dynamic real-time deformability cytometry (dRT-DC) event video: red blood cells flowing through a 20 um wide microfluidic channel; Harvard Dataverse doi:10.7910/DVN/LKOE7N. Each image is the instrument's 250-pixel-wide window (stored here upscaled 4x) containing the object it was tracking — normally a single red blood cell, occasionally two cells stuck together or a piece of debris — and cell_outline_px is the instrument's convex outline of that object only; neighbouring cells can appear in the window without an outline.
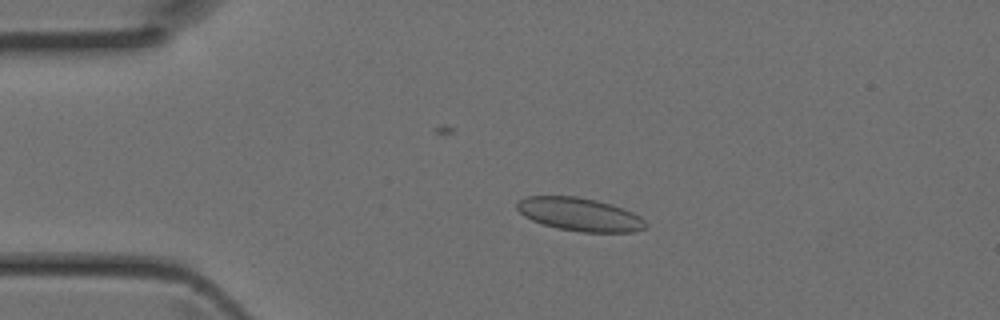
{"species": "Egyptian fruit bat (a non-hibernating species)", "species_latin": "Rousettus aegyptiacus", "temperature_condition": "room temperature", "stored_images_in_passage": 42, "camera_frame_rate_fps": 3000, "um_per_image_px": 0.085, "animal": {"sex": "female"}, "frame": {"image": 1, "passage_image": 8, "time_ms": 2.333, "image_size_px": [1000, 320], "cell_outline_px": [[648, 224], [644, 228], [632, 232], [580, 232], [556, 228], [532, 220], [524, 216], [516, 208], [516, 204], [520, 200], [528, 196], [576, 196], [596, 200], [612, 204], [632, 212], [640, 216]], "centroid_in_image_um": [49.27, 18.22], "position_along_channel_um": 35.7, "area_um2": 24.85}}
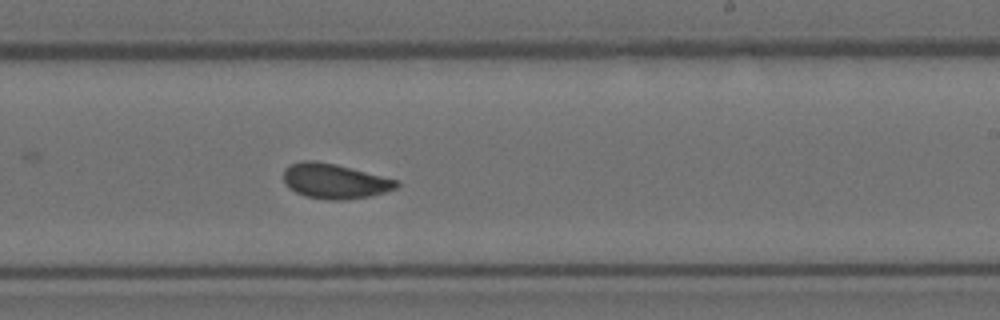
{"frame": {"image": 2, "passage_image": 25, "time_ms": 8.0, "image_size_px": [1000, 320], "cell_outline_px": [[400, 184], [396, 188], [372, 196], [340, 200], [328, 200], [304, 196], [288, 188], [284, 180], [284, 168], [292, 164], [304, 160], [312, 160], [336, 164], [396, 180]], "centroid_in_image_um": [28.41, 15.4], "position_along_channel_um": 260.6, "area_um2": 22.83}}
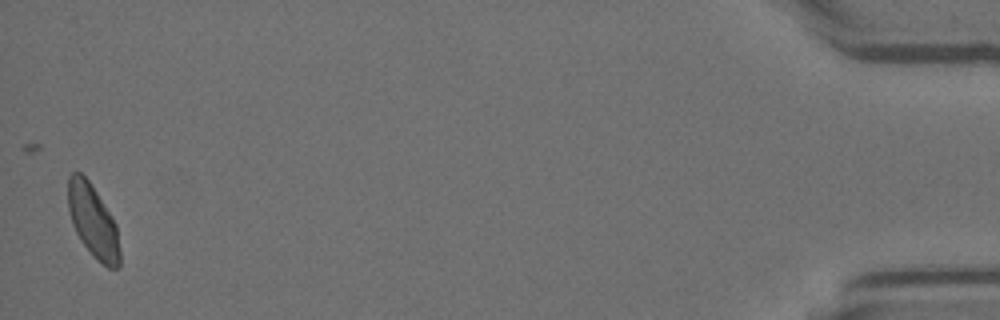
{"frame": {"image": 3, "passage_image": 42, "time_ms": 13.667, "image_size_px": [1000, 320], "cell_outline_px": [[120, 268], [108, 268], [96, 260], [92, 256], [80, 240], [72, 224], [68, 208], [68, 176], [72, 172], [80, 172], [88, 180], [112, 216], [116, 224], [120, 252]], "centroid_in_image_um": [7.9, 18.83], "position_along_channel_um": 427.3, "area_um2": 22.02}}